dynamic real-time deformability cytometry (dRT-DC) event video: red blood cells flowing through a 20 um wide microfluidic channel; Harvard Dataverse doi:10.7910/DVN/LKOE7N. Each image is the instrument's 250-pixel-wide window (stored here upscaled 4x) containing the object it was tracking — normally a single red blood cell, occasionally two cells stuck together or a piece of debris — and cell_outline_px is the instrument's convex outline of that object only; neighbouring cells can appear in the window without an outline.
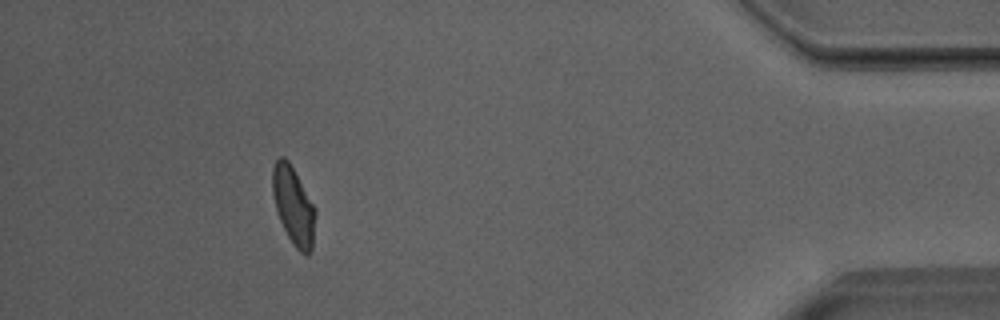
{"species": "Egyptian fruit bat (a non-hibernating species)", "species_latin": "Rousettus aegyptiacus", "temperature_condition": "room temperature", "stored_images_in_passage": 40, "camera_frame_rate_fps": 3000, "um_per_image_px": 0.085, "animal": {"sex": "male"}, "frame": {"image": 1, "passage_image": 34, "time_ms": 11.0, "image_size_px": [1000, 320], "cell_outline_px": [[316, 216], [312, 248], [308, 256], [300, 252], [292, 244], [276, 212], [272, 192], [272, 168], [276, 160], [280, 156], [284, 156], [288, 160], [316, 208]], "centroid_in_image_um": [24.94, 17.49], "position_along_channel_um": 410.3, "area_um2": 19.59}, "authors_computed_cell_mechanics": {"area_um2": 20.0277, "velocity_mm_per_s": 3.9939, "shape_relaxation_time_tau1_ms": 5.9001, "shape_relaxation_time_tau2_ms": 2.3477, "deformation_change_tau1": 0.1617, "deformation_change_tau2": 0.0876}}